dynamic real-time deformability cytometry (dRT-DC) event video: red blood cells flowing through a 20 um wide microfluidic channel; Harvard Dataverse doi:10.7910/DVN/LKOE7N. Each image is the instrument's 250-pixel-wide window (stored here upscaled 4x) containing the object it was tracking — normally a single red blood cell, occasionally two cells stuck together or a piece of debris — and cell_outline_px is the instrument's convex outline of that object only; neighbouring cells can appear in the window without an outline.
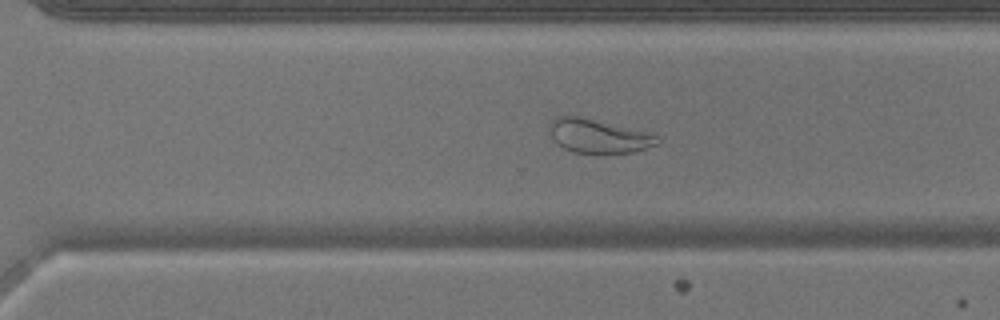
{"species": "common noctule bat (a hibernating species)", "species_latin": "Nyctalus noctula", "temperature_condition": "warm", "stored_images_in_passage": 50, "camera_frame_rate_fps": 3000, "um_per_image_px": 0.085, "animal": {"sex": "male", "body_mass_g": 17.9}, "frame": {"image": 1, "passage_image": 35, "time_ms": 11.333, "image_size_px": [1000, 320], "cell_outline_px": [[660, 140], [656, 144], [632, 152], [572, 152], [564, 148], [552, 136], [548, 128], [552, 120], [556, 116], [580, 116], [648, 132], [660, 136]], "centroid_in_image_um": [50.86, 11.54], "position_along_channel_um": 319.7, "area_um2": 20.81}}
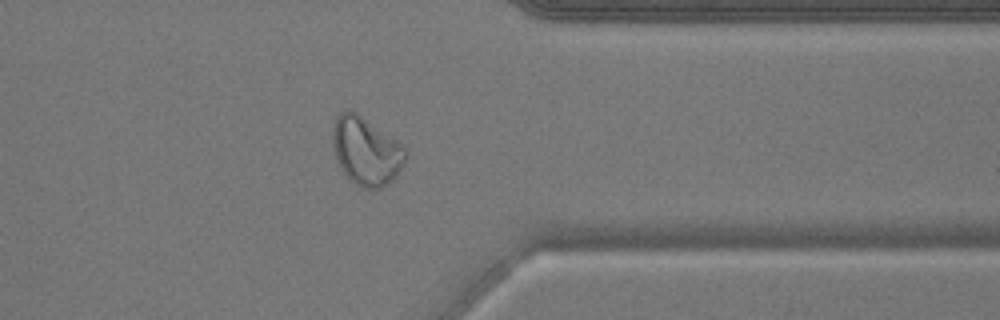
{"frame": {"image": 2, "passage_image": 40, "time_ms": 13.0, "image_size_px": [1000, 320], "cell_outline_px": [[408, 152], [404, 164], [396, 176], [392, 180], [380, 188], [364, 188], [356, 184], [344, 172], [332, 148], [332, 128], [336, 116], [340, 112], [348, 108], [356, 112], [404, 144]], "centroid_in_image_um": [31.14, 12.79], "position_along_channel_um": 380.3, "area_um2": 29.07}}
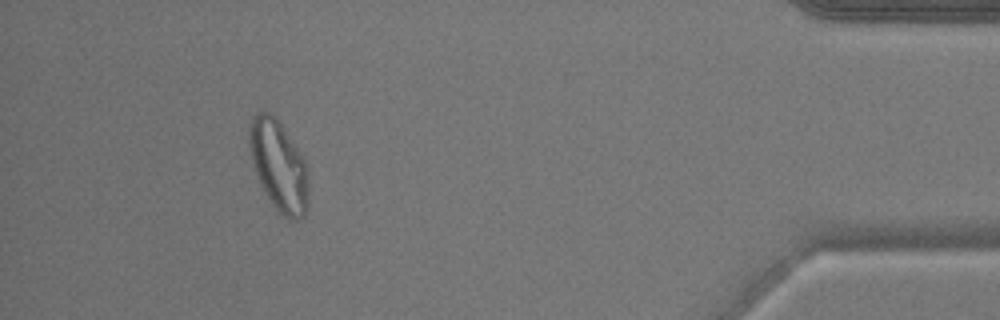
{"frame": {"image": 3, "passage_image": 46, "time_ms": 15.0, "image_size_px": [1000, 320], "cell_outline_px": [[308, 208], [304, 216], [296, 220], [288, 220], [272, 204], [264, 192], [260, 184], [252, 164], [248, 144], [248, 124], [252, 116], [260, 108], [272, 112], [300, 152], [304, 160], [308, 172]], "centroid_in_image_um": [23.66, 14.05], "position_along_channel_um": 411.5, "area_um2": 31.85}}